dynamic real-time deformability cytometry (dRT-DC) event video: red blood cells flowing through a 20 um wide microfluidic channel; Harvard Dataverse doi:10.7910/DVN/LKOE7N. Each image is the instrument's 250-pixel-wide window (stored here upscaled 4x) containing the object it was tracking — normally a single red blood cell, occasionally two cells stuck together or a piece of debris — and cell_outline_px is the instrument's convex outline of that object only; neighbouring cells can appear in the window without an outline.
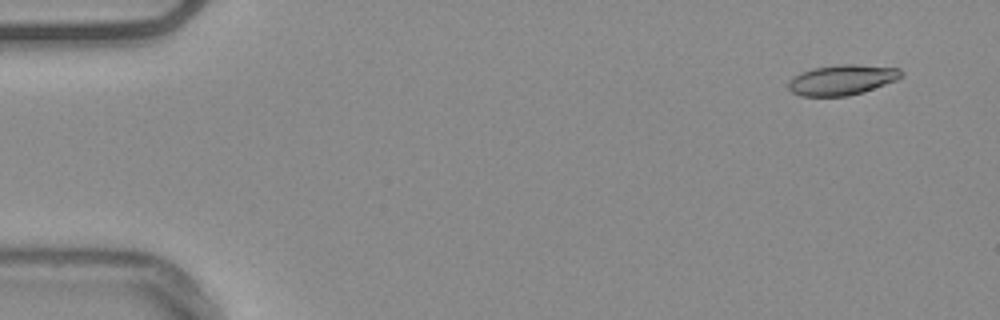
{"species": "common noctule bat (a hibernating species)", "species_latin": "Nyctalus noctula", "temperature_condition": "warm", "stored_images_in_passage": 53, "camera_frame_rate_fps": 3000, "um_per_image_px": 0.085, "animal": {"sex": "male", "body_mass_g": 20.4}, "frame": {"image": 1, "passage_image": 2, "time_ms": 0.333, "image_size_px": [1000, 320], "cell_outline_px": [[904, 76], [896, 80], [864, 92], [848, 96], [800, 96], [792, 92], [788, 88], [788, 84], [792, 76], [800, 72], [812, 68], [840, 64], [856, 64], [900, 68], [904, 72]], "centroid_in_image_um": [71.58, 6.78], "position_along_channel_um": 13.4, "area_um2": 20.17}}
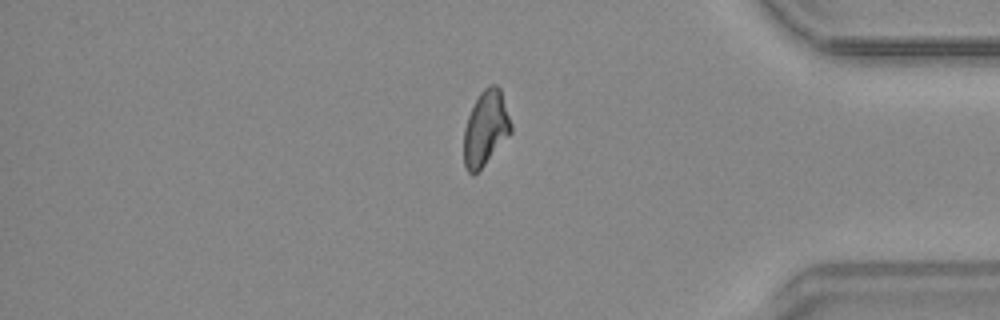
{"frame": {"image": 2, "passage_image": 44, "time_ms": 14.333, "image_size_px": [1000, 320], "cell_outline_px": [[512, 132], [484, 164], [472, 176], [468, 172], [464, 164], [464, 128], [468, 116], [480, 92], [484, 88], [492, 84], [496, 84], [500, 88], [512, 124]], "centroid_in_image_um": [41.28, 10.88], "position_along_channel_um": 393.9, "area_um2": 20.35}}
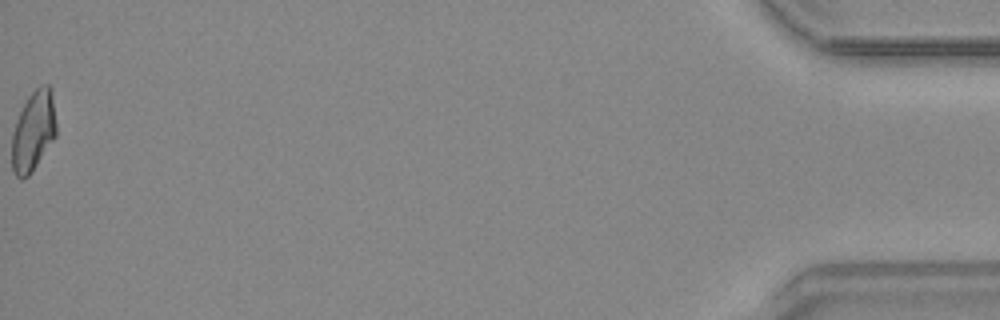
{"frame": {"image": 3, "passage_image": 53, "time_ms": 17.333, "image_size_px": [1000, 320], "cell_outline_px": [[56, 136], [32, 172], [28, 176], [20, 180], [12, 172], [12, 132], [16, 120], [28, 96], [40, 84], [48, 84], [52, 88], [56, 124]], "centroid_in_image_um": [2.84, 11.14], "position_along_channel_um": 432.4, "area_um2": 20.98}, "authors_computed_cell_mechanics": {"area_um2": 20.7502, "velocity_mm_per_s": 3.7683, "shape_relaxation_time_tau1_ms": 11.1458, "shape_relaxation_time_tau2_ms": 5.3855, "deformation_change_tau1": 0.218, "deformation_change_tau2": 0.1239}}